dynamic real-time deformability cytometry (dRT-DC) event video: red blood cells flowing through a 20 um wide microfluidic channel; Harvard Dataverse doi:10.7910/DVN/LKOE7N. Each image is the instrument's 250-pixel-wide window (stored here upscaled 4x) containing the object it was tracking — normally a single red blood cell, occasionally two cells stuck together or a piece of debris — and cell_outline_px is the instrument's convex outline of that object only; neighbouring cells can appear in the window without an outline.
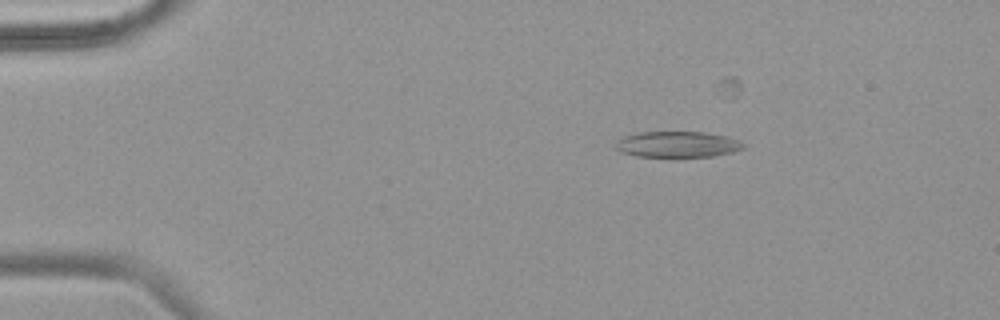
{"species": "common noctule bat (a hibernating species)", "species_latin": "Nyctalus noctula", "temperature_condition": "warm", "stored_images_in_passage": 44, "camera_frame_rate_fps": 3000, "um_per_image_px": 0.085, "animal": {"sex": "female", "body_mass_g": 18.4}, "frame": {"image": 1, "passage_image": 10, "time_ms": 3.0, "image_size_px": [1000, 320], "cell_outline_px": [[744, 148], [732, 152], [712, 156], [636, 156], [620, 152], [616, 148], [616, 140], [624, 136], [640, 132], [704, 132], [724, 136], [740, 140], [744, 144]], "centroid_in_image_um": [57.56, 12.26], "position_along_channel_um": 27.4, "area_um2": 19.13}}
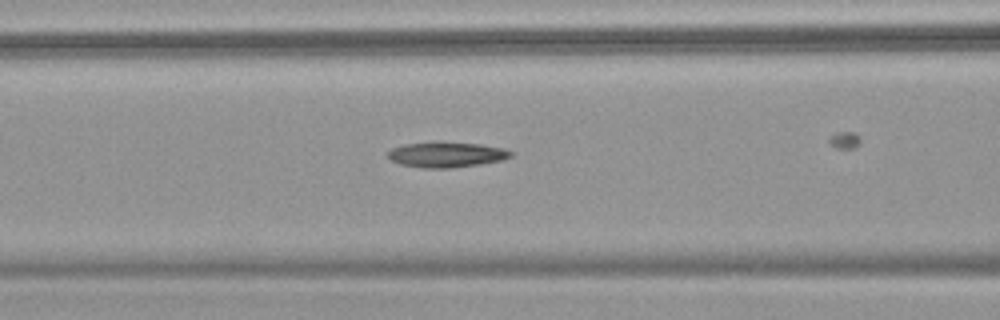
{"frame": {"image": 2, "passage_image": 24, "time_ms": 7.667, "image_size_px": [1000, 320], "cell_outline_px": [[512, 156], [500, 160], [480, 164], [452, 168], [420, 168], [400, 164], [392, 160], [388, 156], [388, 152], [392, 148], [404, 144], [480, 144], [504, 148], [512, 152]], "centroid_in_image_um": [37.95, 13.18], "position_along_channel_um": 128.6, "area_um2": 17.4}}
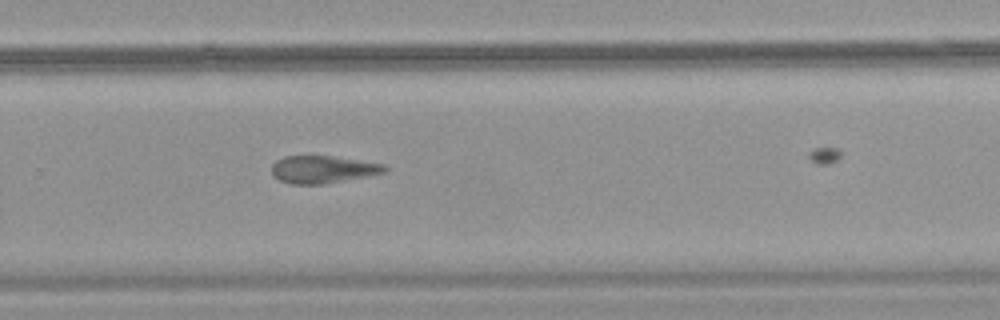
{"frame": {"image": 3, "passage_image": 38, "time_ms": 12.333, "image_size_px": [1000, 320], "cell_outline_px": [[388, 172], [368, 176], [324, 184], [288, 184], [272, 176], [272, 164], [276, 160], [284, 156], [332, 156], [384, 164], [388, 168]], "centroid_in_image_um": [27.44, 14.41], "position_along_channel_um": 302.4, "area_um2": 18.21}}